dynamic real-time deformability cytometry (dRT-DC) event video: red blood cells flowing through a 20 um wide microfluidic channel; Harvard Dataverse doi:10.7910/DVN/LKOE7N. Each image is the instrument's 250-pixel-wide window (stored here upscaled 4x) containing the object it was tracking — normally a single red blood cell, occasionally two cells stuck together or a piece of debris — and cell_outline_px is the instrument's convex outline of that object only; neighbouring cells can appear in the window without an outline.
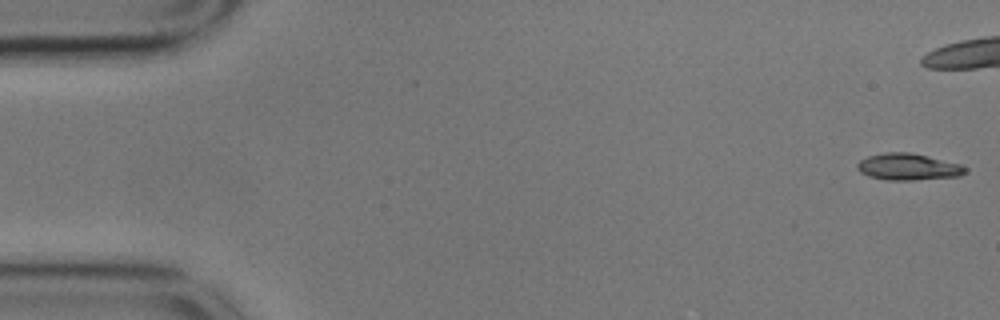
{"species": "common noctule bat (a hibernating species)", "species_latin": "Nyctalus noctula", "temperature_condition": "cold", "stored_images_in_passage": 12, "camera_frame_rate_fps": 3000, "um_per_image_px": 0.085, "animal": {"sex": "male", "body_mass_g": 17.9}, "frame": {"image": 1, "passage_image": 1, "time_ms": 0.0, "image_size_px": [1000, 320], "cell_outline_px": [[968, 172], [960, 176], [912, 180], [888, 180], [868, 176], [860, 172], [856, 168], [856, 164], [860, 160], [868, 156], [884, 152], [908, 152], [928, 156], [960, 164], [968, 168]], "centroid_in_image_um": [77.19, 14.18], "position_along_channel_um": 7.8, "area_um2": 16.88}}